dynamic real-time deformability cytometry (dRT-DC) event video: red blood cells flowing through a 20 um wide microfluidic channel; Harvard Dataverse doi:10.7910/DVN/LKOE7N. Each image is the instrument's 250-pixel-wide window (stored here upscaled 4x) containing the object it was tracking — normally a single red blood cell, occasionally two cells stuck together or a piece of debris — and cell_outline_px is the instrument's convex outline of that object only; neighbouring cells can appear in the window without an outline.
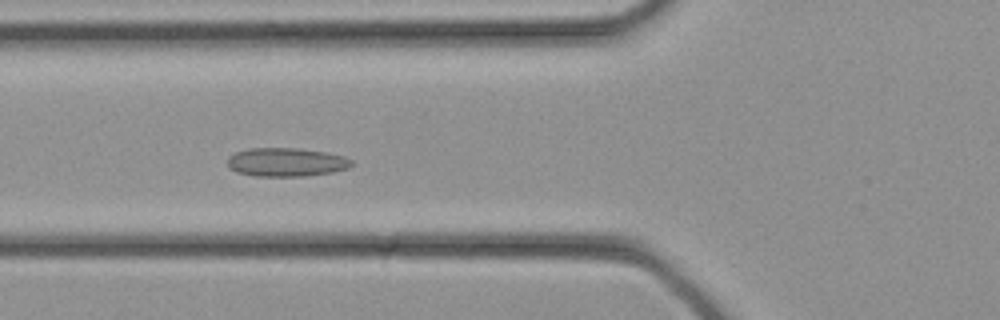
{"species": "common noctule bat (a hibernating species)", "species_latin": "Nyctalus noctula", "temperature_condition": "cold", "stored_images_in_passage": 28, "camera_frame_rate_fps": 3000, "um_per_image_px": 0.085, "animal": {"sex": "female", "body_mass_g": 21.9}, "frame": {"image": 1, "passage_image": 7, "time_ms": 2.0, "image_size_px": [1000, 320], "cell_outline_px": [[352, 164], [348, 168], [332, 172], [304, 176], [256, 176], [236, 172], [228, 164], [228, 156], [236, 152], [248, 148], [300, 148], [328, 152], [344, 156], [352, 160]], "centroid_in_image_um": [24.35, 13.77], "position_along_channel_um": 101.5, "area_um2": 20.75}}
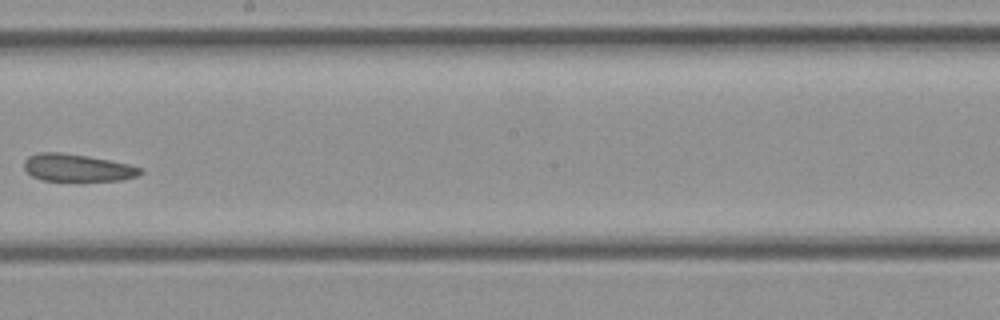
{"frame": {"image": 2, "passage_image": 14, "time_ms": 4.333, "image_size_px": [1000, 320], "cell_outline_px": [[144, 172], [136, 176], [120, 180], [40, 180], [32, 176], [24, 168], [24, 160], [28, 156], [40, 152], [60, 152], [88, 156], [128, 164], [144, 168]], "centroid_in_image_um": [6.56, 14.25], "position_along_channel_um": 241.6, "area_um2": 18.44}}
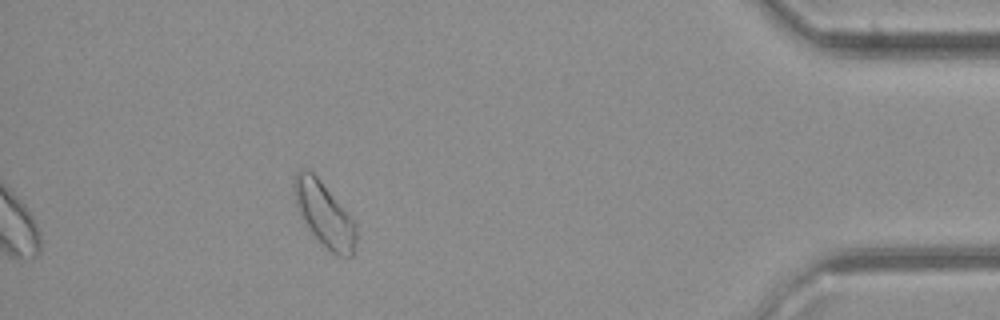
{"frame": {"image": 3, "passage_image": 25, "time_ms": 8.0, "image_size_px": [1000, 320], "cell_outline_px": [[356, 244], [352, 256], [340, 256], [332, 252], [308, 228], [300, 216], [292, 192], [292, 184], [296, 172], [300, 168], [308, 168], [320, 180], [356, 224]], "centroid_in_image_um": [27.52, 18.17], "position_along_channel_um": 407.7, "area_um2": 22.95}}